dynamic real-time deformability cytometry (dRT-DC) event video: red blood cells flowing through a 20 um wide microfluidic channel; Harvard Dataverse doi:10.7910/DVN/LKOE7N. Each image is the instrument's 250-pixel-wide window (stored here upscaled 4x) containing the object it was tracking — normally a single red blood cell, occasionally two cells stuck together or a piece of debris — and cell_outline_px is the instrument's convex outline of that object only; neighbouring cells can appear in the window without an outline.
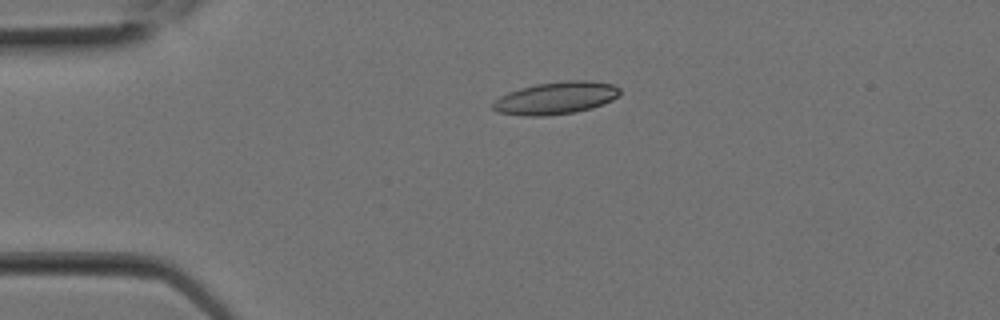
{"species": "Egyptian fruit bat (a non-hibernating species)", "species_latin": "Rousettus aegyptiacus", "temperature_condition": "room temperature", "stored_images_in_passage": 2, "segment_of_instrument_passage": [1, 2], "camera_frame_rate_fps": 3000, "um_per_image_px": 0.085, "animal": {"sex": "female"}, "frame": {"image": 1, "passage_image": 1, "time_ms": 0.0, "image_size_px": [1000, 320], "cell_outline_px": [[620, 96], [604, 104], [592, 108], [576, 112], [548, 116], [524, 116], [496, 112], [492, 108], [492, 104], [500, 96], [508, 92], [520, 88], [536, 84], [564, 80], [592, 80], [612, 84], [620, 88]], "centroid_in_image_um": [47.27, 8.33], "position_along_channel_um": 37.7, "area_um2": 24.33}}